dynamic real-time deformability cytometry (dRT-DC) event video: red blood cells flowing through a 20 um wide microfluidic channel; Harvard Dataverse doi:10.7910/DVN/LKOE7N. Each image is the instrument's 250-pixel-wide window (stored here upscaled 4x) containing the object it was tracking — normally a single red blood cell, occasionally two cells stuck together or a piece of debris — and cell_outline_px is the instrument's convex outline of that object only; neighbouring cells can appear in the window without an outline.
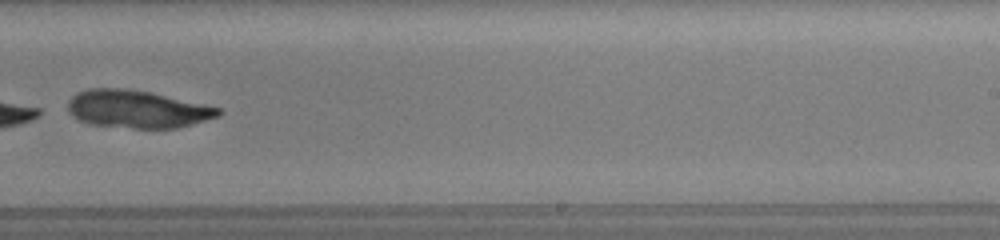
{"species": "common noctule bat (a hibernating species)", "species_latin": "Nyctalus noctula", "temperature_condition": "room temperature", "stored_images_in_passage": 19, "camera_frame_rate_fps": 3000, "um_per_image_px": 0.085, "animal": {"sex": "female", "body_mass_g": 19.5, "forearm_length_mm": 54.1}, "frame": {"image": 1, "passage_image": 19, "time_ms": 11.333, "image_size_px": [1000, 240], "cell_outline_px": [[220, 112], [216, 116], [204, 120], [176, 128], [132, 128], [88, 124], [80, 120], [68, 108], [68, 100], [76, 92], [88, 88], [132, 88], [152, 92], [220, 108]], "centroid_in_image_um": [11.61, 9.25], "position_along_channel_um": 277.4, "area_um2": 32.83}}